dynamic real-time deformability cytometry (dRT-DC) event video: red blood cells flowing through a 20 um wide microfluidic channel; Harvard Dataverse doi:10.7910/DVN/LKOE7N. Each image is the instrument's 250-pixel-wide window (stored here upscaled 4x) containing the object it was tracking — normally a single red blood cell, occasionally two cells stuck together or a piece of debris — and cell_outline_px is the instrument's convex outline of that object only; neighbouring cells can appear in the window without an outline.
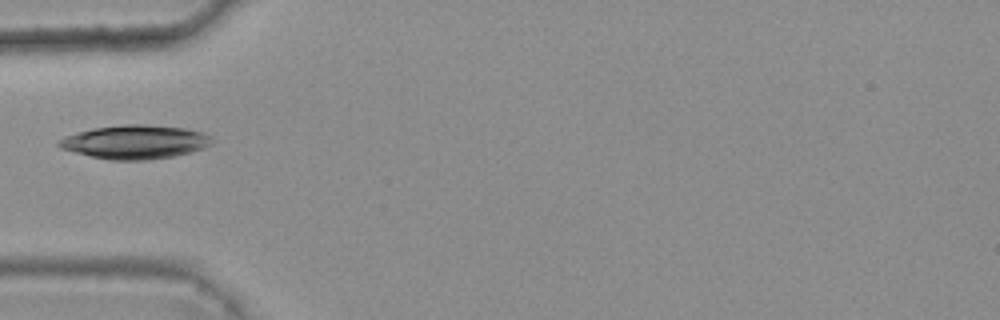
{"species": "common noctule bat (a hibernating species)", "species_latin": "Nyctalus noctula", "temperature_condition": "warm", "stored_images_in_passage": 1, "camera_frame_rate_fps": 3000, "um_per_image_px": 0.085, "animal": {"sex": "female", "body_mass_g": 25.1}, "frame": {"image": 1, "passage_image": 1, "time_ms": 0.0, "image_size_px": [1000, 320], "cell_outline_px": [[212, 144], [204, 148], [172, 156], [144, 160], [108, 160], [60, 148], [56, 144], [56, 140], [64, 136], [92, 128], [124, 124], [148, 124], [184, 128], [204, 132], [212, 136]], "centroid_in_image_um": [11.47, 12.05], "position_along_channel_um": 73.5, "area_um2": 30.17}}